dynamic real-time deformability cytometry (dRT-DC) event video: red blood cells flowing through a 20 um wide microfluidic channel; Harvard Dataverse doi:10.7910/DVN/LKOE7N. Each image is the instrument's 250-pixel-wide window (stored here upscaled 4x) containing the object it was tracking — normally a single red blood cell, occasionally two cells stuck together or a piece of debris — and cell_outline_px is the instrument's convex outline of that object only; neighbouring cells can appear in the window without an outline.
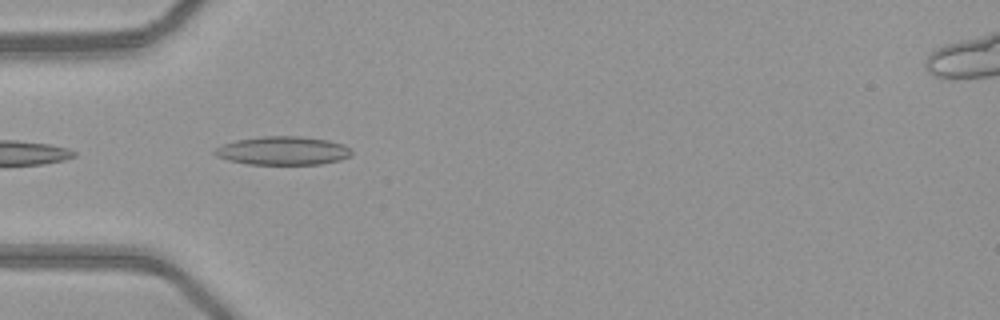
{"species": "common noctule bat (a hibernating species)", "species_latin": "Nyctalus noctula", "temperature_condition": "warm", "stored_images_in_passage": 11, "camera_frame_rate_fps": 3000, "um_per_image_px": 0.085, "animal": {"sex": "female", "body_mass_g": 21.9}, "frame": {"image": 1, "passage_image": 1, "time_ms": 0.0, "image_size_px": [1000, 320], "cell_outline_px": [[352, 156], [340, 160], [320, 164], [248, 164], [228, 160], [216, 156], [212, 152], [216, 148], [224, 144], [236, 140], [264, 136], [300, 136], [328, 140], [344, 144], [352, 148]], "centroid_in_image_um": [24.09, 12.81], "position_along_channel_um": 60.9, "area_um2": 22.83}}
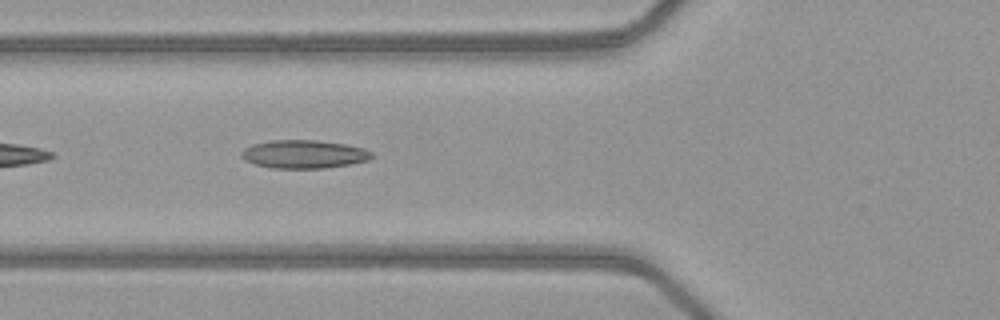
{"frame": {"image": 2, "passage_image": 4, "time_ms": 1.0, "image_size_px": [1000, 320], "cell_outline_px": [[372, 156], [368, 160], [348, 164], [324, 168], [272, 168], [256, 164], [244, 160], [240, 156], [240, 152], [244, 148], [252, 144], [272, 140], [316, 140], [348, 144], [364, 148], [372, 152]], "centroid_in_image_um": [25.81, 13.09], "position_along_channel_um": 100.0, "area_um2": 21.5}}